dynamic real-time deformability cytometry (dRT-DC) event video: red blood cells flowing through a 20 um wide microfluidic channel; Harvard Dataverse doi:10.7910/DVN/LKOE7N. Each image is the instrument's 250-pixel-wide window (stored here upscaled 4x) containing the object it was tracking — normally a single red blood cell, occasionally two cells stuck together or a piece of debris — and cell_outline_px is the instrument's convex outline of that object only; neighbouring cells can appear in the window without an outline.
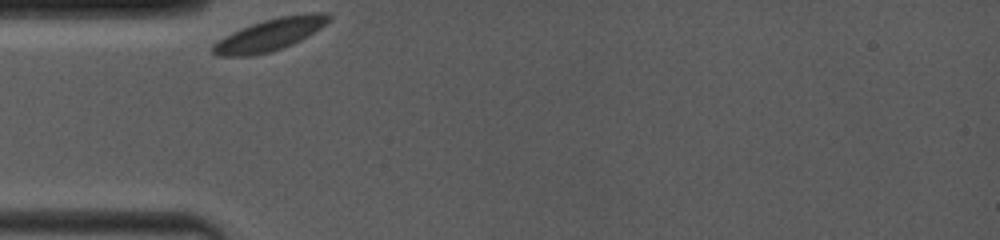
{"species": "common noctule bat (a hibernating species)", "species_latin": "Nyctalus noctula", "temperature_condition": "room temperature", "stored_images_in_passage": 2, "camera_frame_rate_fps": 4000, "um_per_image_px": 0.085, "animal": {"sex": "female", "body_mass_g": 19.0, "forearm_length_mm": 53.3}, "frame": {"image": 1, "passage_image": 1, "time_ms": 0.0, "image_size_px": [1000, 240], "cell_outline_px": [[332, 16], [320, 28], [308, 36], [292, 44], [268, 52], [248, 56], [220, 56], [212, 52], [212, 44], [232, 32], [252, 24], [264, 20], [280, 16], [312, 12], [328, 12]], "centroid_in_image_um": [22.95, 2.93], "position_along_channel_um": 62.0, "area_um2": 21.33}}
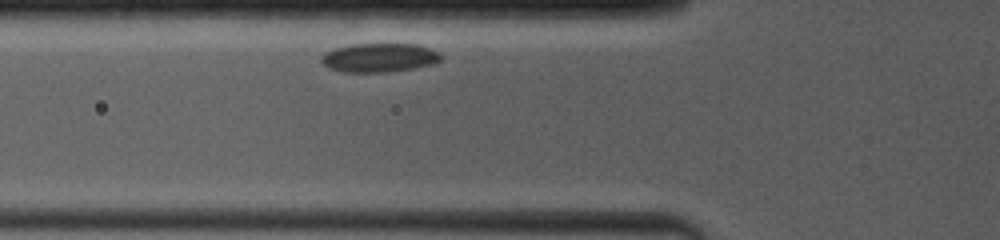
{"frame": {"image": 2, "passage_image": 2, "time_ms": 1.0, "image_size_px": [1000, 240], "cell_outline_px": [[444, 60], [436, 64], [388, 72], [344, 72], [328, 68], [320, 60], [324, 52], [336, 48], [352, 44], [416, 44], [440, 52], [444, 56]], "centroid_in_image_um": [32.29, 4.9], "position_along_channel_um": 93.5, "area_um2": 20.35}}